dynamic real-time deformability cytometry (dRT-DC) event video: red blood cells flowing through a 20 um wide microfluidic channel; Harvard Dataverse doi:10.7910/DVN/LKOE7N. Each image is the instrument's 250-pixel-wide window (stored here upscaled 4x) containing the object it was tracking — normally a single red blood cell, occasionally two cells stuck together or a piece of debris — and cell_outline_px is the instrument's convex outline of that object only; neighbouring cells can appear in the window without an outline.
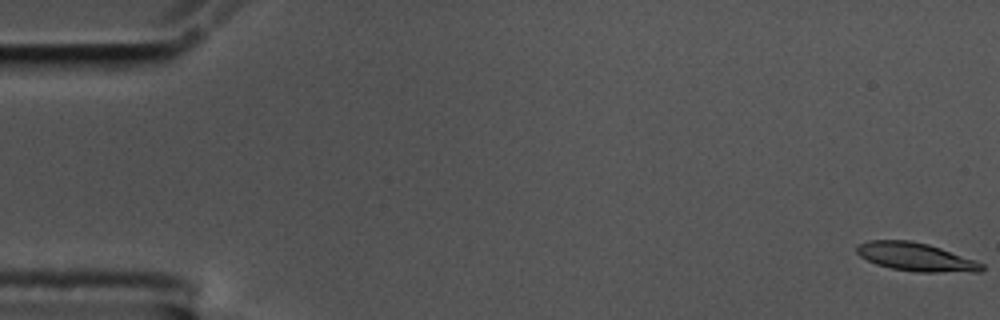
{"species": "common noctule bat (a hibernating species)", "species_latin": "Nyctalus noctula", "temperature_condition": "cold", "stored_images_in_passage": 58, "camera_frame_rate_fps": 3000, "um_per_image_px": 0.085, "animal": {"sex": "male", "body_mass_g": 17.5, "forearm_length_mm": 52.3}, "frame": {"image": 1, "passage_image": 1, "time_ms": 0.0, "image_size_px": [1000, 320], "cell_outline_px": [[984, 268], [980, 272], [916, 272], [892, 268], [876, 264], [860, 256], [856, 252], [856, 248], [860, 244], [868, 240], [908, 240], [928, 244], [976, 260], [984, 264]], "centroid_in_image_um": [77.87, 21.84], "position_along_channel_um": 7.1, "area_um2": 20.58}}
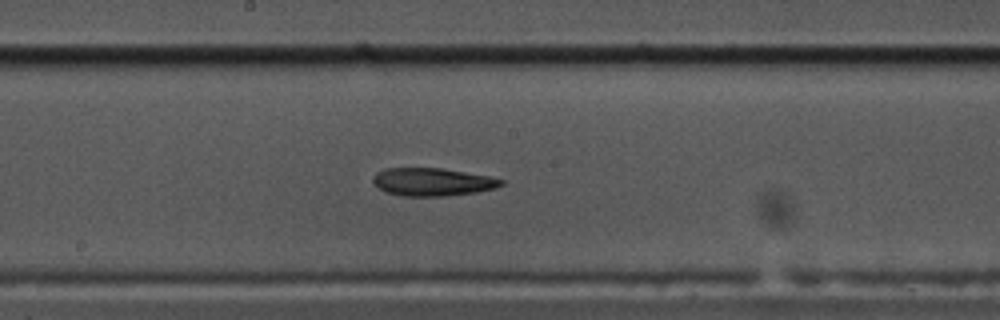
{"frame": {"image": 2, "passage_image": 31, "time_ms": 10.0, "image_size_px": [1000, 320], "cell_outline_px": [[504, 184], [496, 188], [476, 192], [444, 196], [400, 196], [384, 192], [372, 180], [372, 176], [376, 172], [384, 168], [440, 168], [488, 176], [504, 180]], "centroid_in_image_um": [36.73, 15.46], "position_along_channel_um": 211.5, "area_um2": 20.87}}
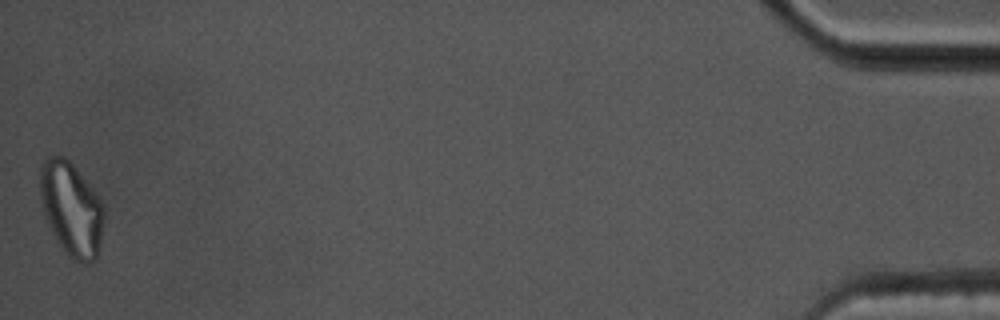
{"frame": {"image": 3, "passage_image": 58, "time_ms": 19.0, "image_size_px": [1000, 320], "cell_outline_px": [[104, 220], [100, 244], [96, 260], [92, 264], [84, 264], [72, 260], [68, 256], [56, 240], [44, 216], [40, 200], [40, 164], [48, 156], [64, 156], [72, 164], [92, 188], [104, 204]], "centroid_in_image_um": [6.06, 17.8], "position_along_channel_um": 429.1, "area_um2": 35.32}}